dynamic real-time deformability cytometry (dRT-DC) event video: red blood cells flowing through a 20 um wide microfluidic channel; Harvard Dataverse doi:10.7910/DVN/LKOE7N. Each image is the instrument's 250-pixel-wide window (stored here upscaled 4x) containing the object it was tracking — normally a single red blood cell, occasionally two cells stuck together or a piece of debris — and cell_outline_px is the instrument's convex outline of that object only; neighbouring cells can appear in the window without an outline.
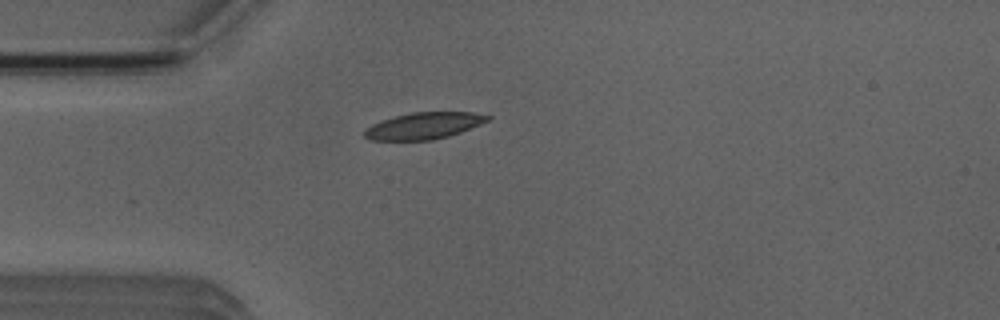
{"species": "Egyptian fruit bat (a non-hibernating species)", "species_latin": "Rousettus aegyptiacus", "temperature_condition": "room temperature", "stored_images_in_passage": 4, "camera_frame_rate_fps": 3000, "um_per_image_px": 0.085, "animal": {"sex": "male"}, "frame": {"image": 1, "passage_image": 3, "time_ms": 3.333, "image_size_px": [1000, 320], "cell_outline_px": [[492, 116], [488, 120], [480, 124], [460, 132], [448, 136], [432, 140], [368, 140], [364, 136], [364, 128], [380, 120], [408, 112], [472, 112]], "centroid_in_image_um": [35.97, 10.68], "position_along_channel_um": 49.0, "area_um2": 19.19}}